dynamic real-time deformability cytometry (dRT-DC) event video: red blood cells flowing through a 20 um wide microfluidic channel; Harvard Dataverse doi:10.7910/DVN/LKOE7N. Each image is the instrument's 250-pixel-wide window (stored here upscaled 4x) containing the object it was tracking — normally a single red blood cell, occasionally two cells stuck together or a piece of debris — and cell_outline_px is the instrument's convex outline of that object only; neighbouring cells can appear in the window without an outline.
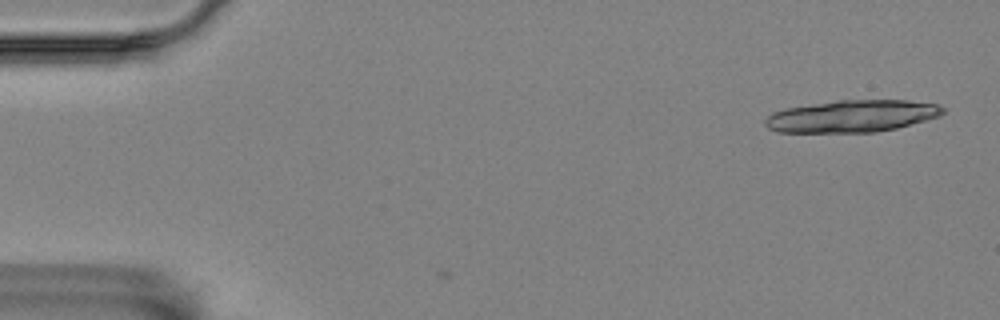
{"species": "Egyptian fruit bat (a non-hibernating species)", "species_latin": "Rousettus aegyptiacus", "temperature_condition": "room temperature", "stored_images_in_passage": 2, "camera_frame_rate_fps": 3000, "um_per_image_px": 0.085, "animal": {"sex": "female"}, "frame": {"image": 1, "passage_image": 1, "time_ms": 0.0, "image_size_px": [1000, 320], "cell_outline_px": [[944, 112], [940, 116], [896, 128], [876, 132], [776, 132], [768, 128], [764, 124], [764, 120], [772, 112], [784, 108], [840, 100], [908, 100], [940, 104], [944, 108]], "centroid_in_image_um": [72.41, 9.87], "position_along_channel_um": 12.6, "area_um2": 33.29}}